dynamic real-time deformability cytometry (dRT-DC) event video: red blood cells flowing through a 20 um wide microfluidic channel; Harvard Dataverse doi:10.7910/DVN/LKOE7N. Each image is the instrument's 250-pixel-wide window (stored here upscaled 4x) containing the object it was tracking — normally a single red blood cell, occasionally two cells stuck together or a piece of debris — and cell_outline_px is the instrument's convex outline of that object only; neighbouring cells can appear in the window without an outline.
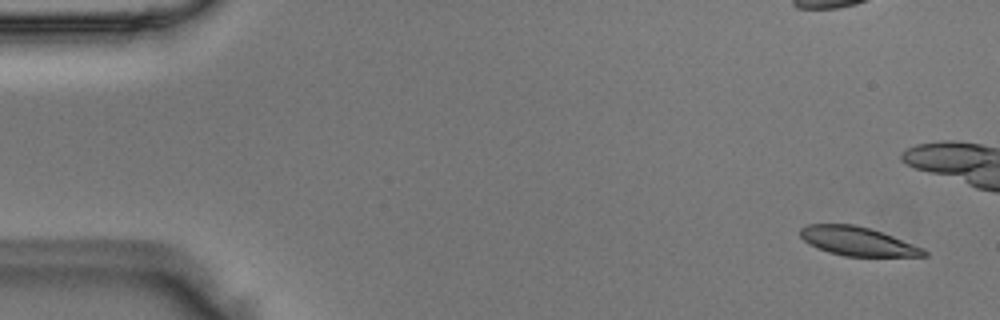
{"species": "Egyptian fruit bat (a non-hibernating species)", "species_latin": "Rousettus aegyptiacus", "temperature_condition": "room temperature", "stored_images_in_passage": 12, "camera_frame_rate_fps": 3000, "um_per_image_px": 0.085, "animal": {"sex": "male"}, "frame": {"image": 1, "passage_image": 3, "time_ms": 0.667, "image_size_px": [1000, 320], "cell_outline_px": [[928, 256], [844, 256], [828, 252], [816, 248], [808, 244], [800, 236], [800, 228], [808, 224], [856, 224], [892, 236], [924, 248], [928, 252]], "centroid_in_image_um": [72.87, 20.51], "position_along_channel_um": 12.1, "area_um2": 20.75}}